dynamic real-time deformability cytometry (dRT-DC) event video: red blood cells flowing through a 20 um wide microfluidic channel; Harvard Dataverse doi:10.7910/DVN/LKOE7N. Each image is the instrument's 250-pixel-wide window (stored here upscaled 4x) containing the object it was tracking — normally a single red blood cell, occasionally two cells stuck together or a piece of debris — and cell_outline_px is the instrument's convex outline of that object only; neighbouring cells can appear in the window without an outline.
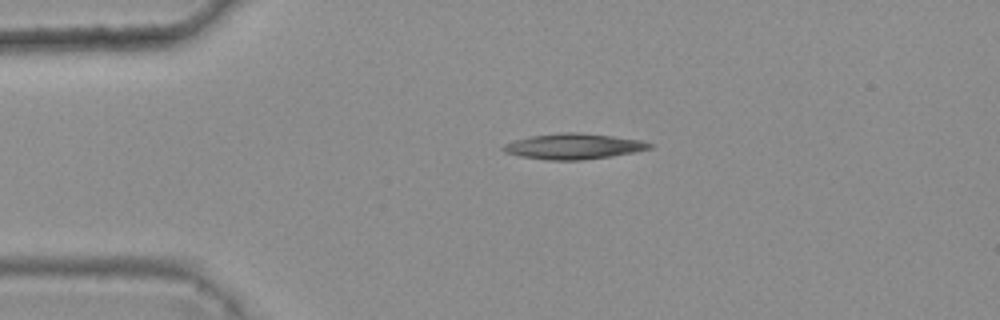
{"species": "common noctule bat (a hibernating species)", "species_latin": "Nyctalus noctula", "temperature_condition": "warm", "stored_images_in_passage": 2, "camera_frame_rate_fps": 3000, "um_per_image_px": 0.085, "animal": {"sex": "female", "body_mass_g": 25.1}, "frame": {"image": 1, "passage_image": 2, "time_ms": 0.333, "image_size_px": [1000, 320], "cell_outline_px": [[656, 144], [652, 148], [636, 152], [612, 156], [580, 160], [548, 160], [520, 156], [504, 152], [500, 148], [504, 144], [528, 136], [560, 132], [580, 132], [612, 136], [640, 140]], "centroid_in_image_um": [48.77, 12.43], "position_along_channel_um": 36.2, "area_um2": 22.02}}